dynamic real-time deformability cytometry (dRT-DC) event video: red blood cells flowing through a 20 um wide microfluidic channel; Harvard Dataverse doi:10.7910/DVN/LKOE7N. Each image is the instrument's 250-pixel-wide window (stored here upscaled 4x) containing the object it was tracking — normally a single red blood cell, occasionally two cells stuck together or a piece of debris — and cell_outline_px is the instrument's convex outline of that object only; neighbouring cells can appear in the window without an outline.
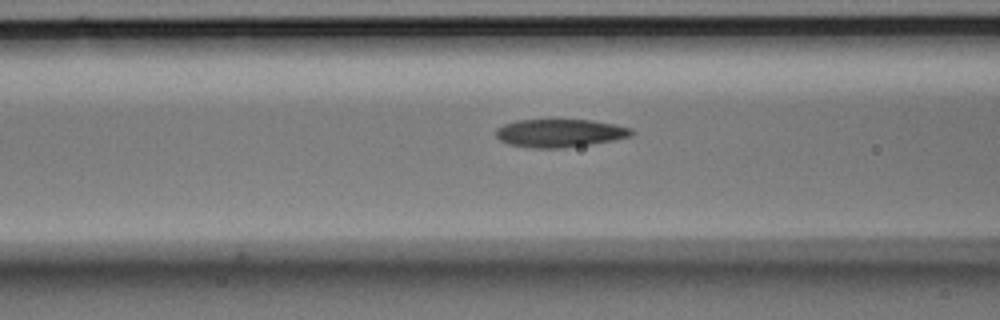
{"species": "Egyptian fruit bat (a non-hibernating species)", "species_latin": "Rousettus aegyptiacus", "temperature_condition": "room temperature", "stored_images_in_passage": 14, "camera_frame_rate_fps": 3000, "um_per_image_px": 0.085, "animal": {"sex": "male"}, "frame": {"image": 1, "passage_image": 12, "time_ms": 3.667, "image_size_px": [1000, 320], "cell_outline_px": [[636, 132], [632, 136], [612, 140], [588, 144], [560, 148], [532, 148], [508, 144], [500, 140], [496, 136], [496, 128], [504, 124], [516, 120], [548, 116], [592, 120], [616, 124], [632, 128]], "centroid_in_image_um": [47.56, 11.25], "position_along_channel_um": 119.0, "area_um2": 23.29}}